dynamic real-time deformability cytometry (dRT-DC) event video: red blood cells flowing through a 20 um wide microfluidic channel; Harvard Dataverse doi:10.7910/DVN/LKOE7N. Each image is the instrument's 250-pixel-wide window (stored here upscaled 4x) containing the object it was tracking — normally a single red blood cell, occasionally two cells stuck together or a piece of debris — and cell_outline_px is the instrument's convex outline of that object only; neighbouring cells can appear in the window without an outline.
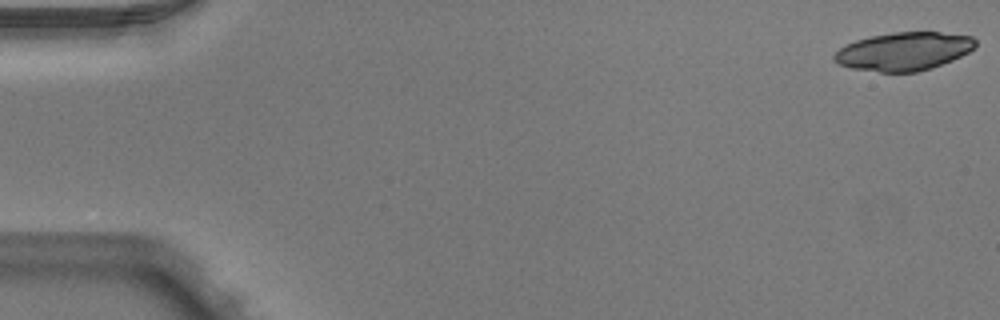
{"species": "Egyptian fruit bat (a non-hibernating species)", "species_latin": "Rousettus aegyptiacus", "temperature_condition": "warm", "stored_images_in_passage": 14, "camera_frame_rate_fps": 3000, "um_per_image_px": 0.085, "animal": {"sex": "male"}, "frame": {"image": 1, "passage_image": 1, "time_ms": 0.0, "image_size_px": [1000, 320], "cell_outline_px": [[976, 44], [968, 52], [952, 60], [932, 68], [916, 72], [880, 72], [852, 68], [840, 64], [832, 60], [832, 56], [840, 48], [856, 40], [872, 36], [892, 32], [940, 32], [972, 36], [976, 40]], "centroid_in_image_um": [76.82, 4.36], "position_along_channel_um": 8.2, "area_um2": 31.33}}